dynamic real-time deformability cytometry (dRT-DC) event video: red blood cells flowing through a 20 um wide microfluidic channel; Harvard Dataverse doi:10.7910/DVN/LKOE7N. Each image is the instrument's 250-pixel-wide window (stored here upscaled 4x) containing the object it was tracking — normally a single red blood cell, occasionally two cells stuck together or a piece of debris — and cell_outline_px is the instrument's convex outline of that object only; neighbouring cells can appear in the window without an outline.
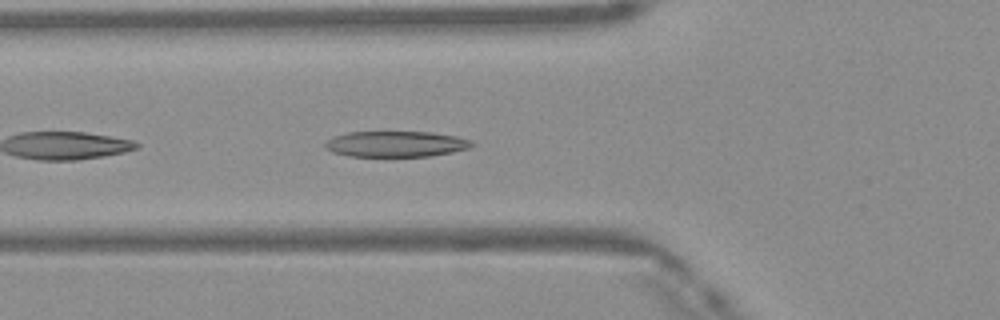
{"species": "Egyptian fruit bat (a non-hibernating species)", "species_latin": "Rousettus aegyptiacus", "temperature_condition": "warm", "stored_images_in_passage": 36, "camera_frame_rate_fps": 3000, "um_per_image_px": 0.085, "frame": {"image": 1, "passage_image": 4, "time_ms": 1.0, "image_size_px": [1000, 320], "cell_outline_px": [[476, 144], [468, 148], [452, 152], [432, 156], [348, 156], [332, 152], [324, 148], [324, 144], [328, 140], [336, 136], [348, 132], [432, 132], [456, 136], [472, 140]], "centroid_in_image_um": [33.67, 12.24], "position_along_channel_um": 92.1, "area_um2": 22.08}}
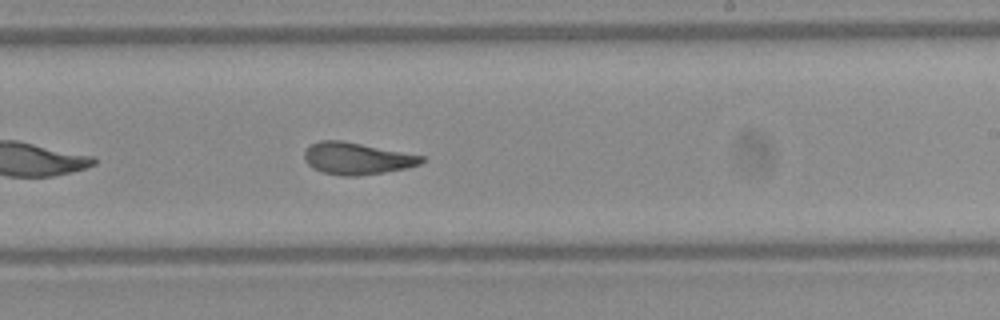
{"frame": {"image": 2, "passage_image": 16, "time_ms": 5.0, "image_size_px": [1000, 320], "cell_outline_px": [[424, 160], [420, 164], [408, 168], [384, 172], [356, 176], [340, 176], [324, 172], [312, 168], [304, 160], [304, 148], [320, 140], [340, 140], [424, 156]], "centroid_in_image_um": [30.3, 13.47], "position_along_channel_um": 258.7, "area_um2": 21.73}}
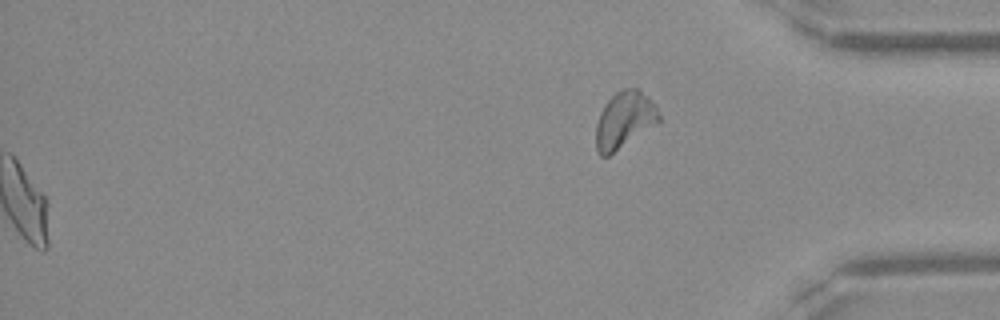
{"frame": {"image": 3, "passage_image": 36, "time_ms": 11.667, "image_size_px": [1000, 320], "cell_outline_px": [[660, 120], [608, 156], [600, 156], [596, 148], [596, 124], [600, 112], [604, 104], [616, 92], [624, 88], [640, 88], [656, 104], [660, 116]], "centroid_in_image_um": [53.06, 10.15], "position_along_channel_um": 382.1, "area_um2": 20.58}, "authors_computed_cell_mechanics": {"area_um2": 22.1952, "velocity_mm_per_s": 4.1483, "shape_relaxation_time_tau1_ms": 6.3567, "shape_relaxation_time_tau2_ms": 1.4086, "deformation_change_tau1": 0.2217, "deformation_change_tau2": 0.095}}